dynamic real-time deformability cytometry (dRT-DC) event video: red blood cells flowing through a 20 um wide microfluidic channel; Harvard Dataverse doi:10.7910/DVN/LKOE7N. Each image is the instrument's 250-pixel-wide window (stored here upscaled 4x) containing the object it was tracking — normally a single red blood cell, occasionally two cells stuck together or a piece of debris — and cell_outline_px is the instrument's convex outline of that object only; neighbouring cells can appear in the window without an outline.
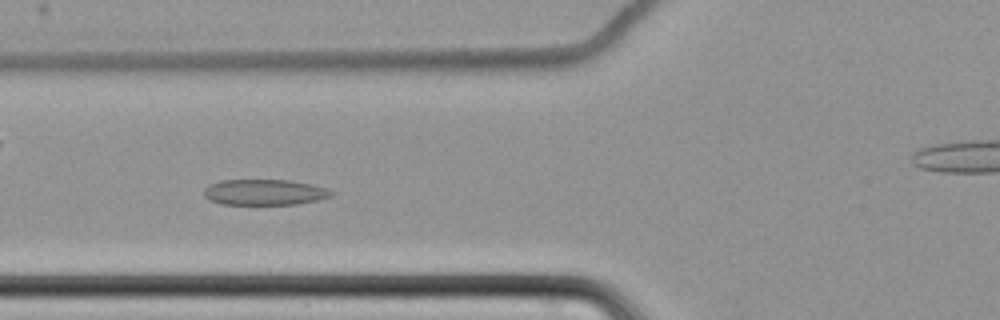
{"species": "common noctule bat (a hibernating species)", "species_latin": "Nyctalus noctula", "temperature_condition": "cold", "stored_images_in_passage": 55, "camera_frame_rate_fps": 3000, "um_per_image_px": 0.085, "animal": {"sex": "female", "body_mass_g": 22.7, "forearm_length_mm": 54.2}, "frame": {"image": 1, "passage_image": 18, "time_ms": 5.667, "image_size_px": [1000, 320], "cell_outline_px": [[336, 192], [332, 196], [316, 200], [296, 204], [224, 204], [212, 200], [204, 196], [204, 188], [220, 180], [292, 180], [312, 184], [328, 188]], "centroid_in_image_um": [22.55, 16.33], "position_along_channel_um": 103.3, "area_um2": 19.07}}
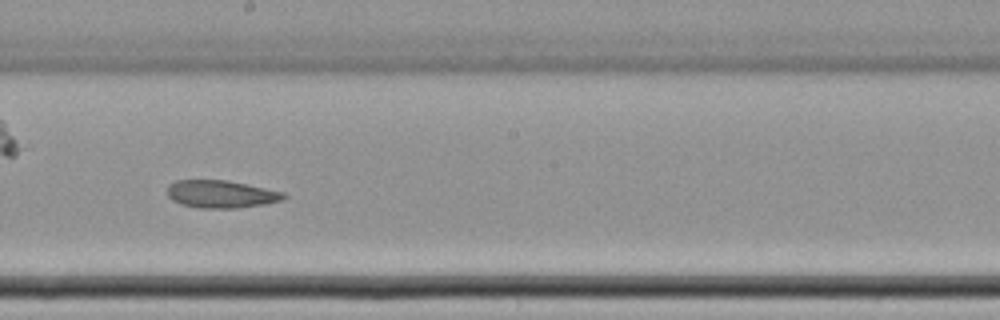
{"frame": {"image": 2, "passage_image": 29, "time_ms": 9.333, "image_size_px": [1000, 320], "cell_outline_px": [[288, 196], [280, 200], [264, 204], [236, 208], [200, 208], [184, 204], [172, 200], [168, 196], [168, 184], [176, 180], [224, 180], [284, 192]], "centroid_in_image_um": [18.77, 16.5], "position_along_channel_um": 229.4, "area_um2": 18.44}}
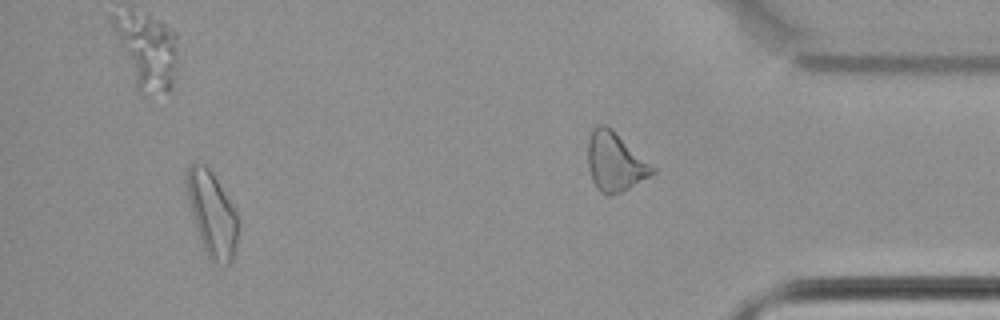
{"frame": {"image": 3, "passage_image": 51, "time_ms": 16.667, "image_size_px": [1000, 320], "cell_outline_px": [[240, 224], [236, 252], [232, 260], [228, 264], [216, 264], [208, 256], [200, 240], [184, 184], [184, 172], [188, 164], [196, 160], [204, 164], [212, 172], [240, 216]], "centroid_in_image_um": [18.04, 18.13], "position_along_channel_um": 417.2, "area_um2": 26.07}, "authors_computed_cell_mechanics": {"area_um2": 20.7502, "velocity_mm_per_s": 3.4449, "shape_relaxation_time_tau1_ms": null, "shape_relaxation_time_tau2_ms": 9.0059, "deformation_change_tau1": null, "deformation_change_tau2": 0.1596}}